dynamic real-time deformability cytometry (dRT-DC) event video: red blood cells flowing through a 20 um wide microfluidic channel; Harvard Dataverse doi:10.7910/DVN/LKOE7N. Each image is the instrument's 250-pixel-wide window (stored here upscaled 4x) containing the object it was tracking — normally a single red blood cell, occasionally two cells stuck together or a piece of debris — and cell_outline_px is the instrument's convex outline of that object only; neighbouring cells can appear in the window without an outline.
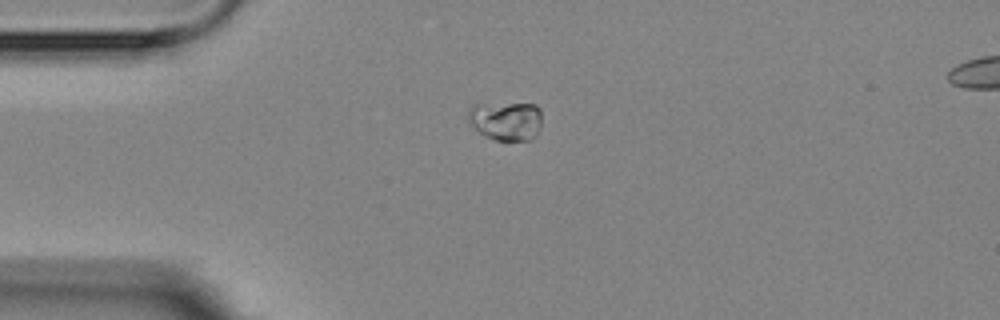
{"species": "Egyptian fruit bat (a non-hibernating species)", "species_latin": "Rousettus aegyptiacus", "temperature_condition": "room temperature", "stored_images_in_passage": 3, "segment_of_instrument_passage": [2, 2], "camera_frame_rate_fps": 3000, "um_per_image_px": 0.085, "animal": {"sex": "female"}, "frame": {"image": 1, "passage_image": 3, "time_ms": 4.0, "image_size_px": [1000, 320], "cell_outline_px": [[540, 128], [536, 136], [528, 140], [496, 140], [484, 136], [468, 120], [468, 108], [472, 104], [536, 104], [540, 108]], "centroid_in_image_um": [43.01, 10.26], "position_along_channel_um": 42.0, "area_um2": 16.7}}